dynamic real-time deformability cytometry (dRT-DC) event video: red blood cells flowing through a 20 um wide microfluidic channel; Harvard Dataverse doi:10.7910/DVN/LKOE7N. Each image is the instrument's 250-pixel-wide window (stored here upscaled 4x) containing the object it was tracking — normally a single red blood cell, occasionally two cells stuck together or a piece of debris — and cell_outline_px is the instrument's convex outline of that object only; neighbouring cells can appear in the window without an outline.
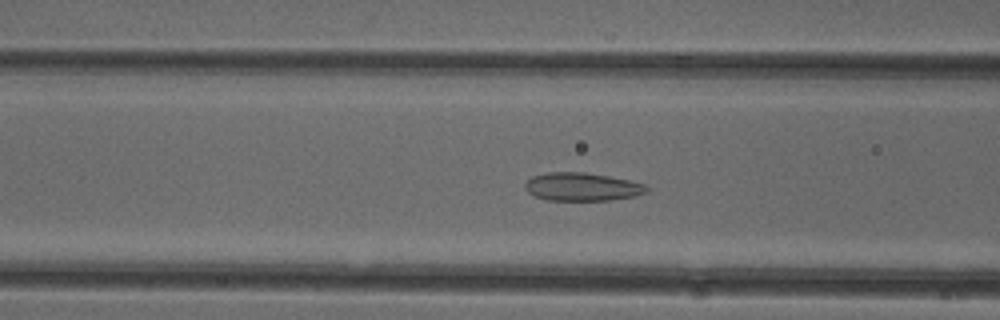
{"species": "common noctule bat (a hibernating species)", "species_latin": "Nyctalus noctula", "temperature_condition": "cold", "stored_images_in_passage": 51, "camera_frame_rate_fps": 3000, "um_per_image_px": 0.085, "animal": {"sex": "female"}, "frame": {"image": 1, "passage_image": 20, "time_ms": 6.333, "image_size_px": [1000, 320], "cell_outline_px": [[648, 192], [636, 196], [612, 200], [548, 200], [536, 196], [528, 192], [524, 188], [524, 184], [532, 176], [548, 172], [584, 172], [632, 180], [644, 184], [648, 188]], "centroid_in_image_um": [49.5, 15.87], "position_along_channel_um": 117.1, "area_um2": 20.06}}
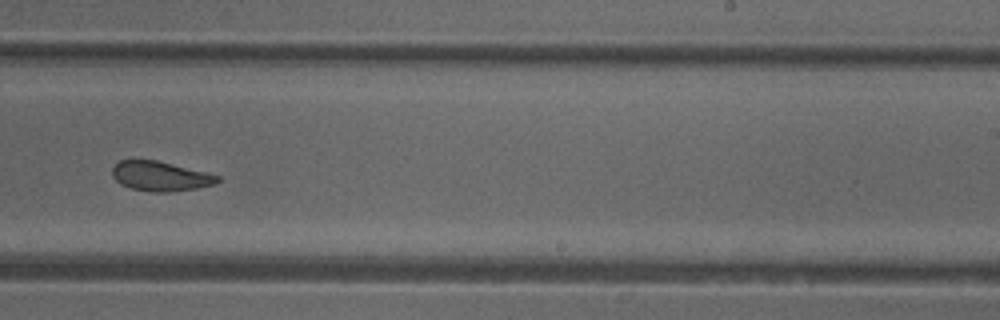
{"frame": {"image": 2, "passage_image": 32, "time_ms": 10.333, "image_size_px": [1000, 320], "cell_outline_px": [[220, 180], [216, 184], [196, 188], [172, 192], [148, 192], [132, 188], [120, 184], [112, 176], [112, 168], [120, 160], [156, 160], [208, 172], [220, 176]], "centroid_in_image_um": [13.66, 14.98], "position_along_channel_um": 275.3, "area_um2": 18.32}}
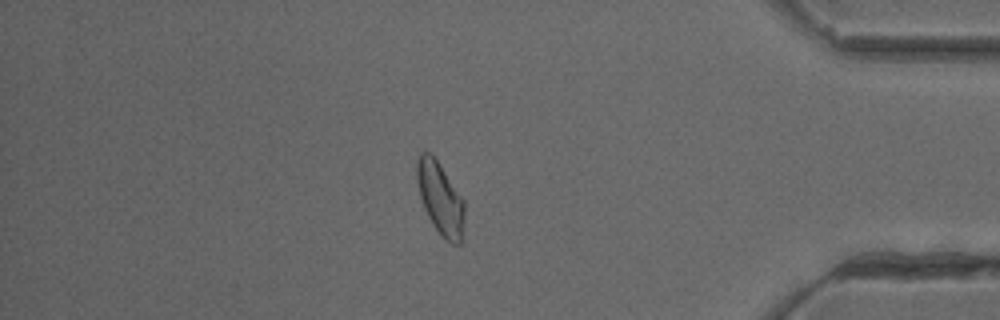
{"frame": {"image": 3, "passage_image": 44, "time_ms": 14.333, "image_size_px": [1000, 320], "cell_outline_px": [[464, 220], [460, 244], [452, 244], [432, 224], [424, 208], [420, 196], [416, 180], [416, 160], [420, 152], [428, 152], [436, 160], [464, 200]], "centroid_in_image_um": [37.4, 16.84], "position_along_channel_um": 397.8, "area_um2": 19.65}, "authors_computed_cell_mechanics": {"area_um2": 20.0566, "velocity_mm_per_s": 3.9627, "shape_relaxation_time_tau1_ms": 8.7219, "shape_relaxation_time_tau2_ms": 1.8328, "deformation_change_tau1": 0.1303, "deformation_change_tau2": 0.0762}}